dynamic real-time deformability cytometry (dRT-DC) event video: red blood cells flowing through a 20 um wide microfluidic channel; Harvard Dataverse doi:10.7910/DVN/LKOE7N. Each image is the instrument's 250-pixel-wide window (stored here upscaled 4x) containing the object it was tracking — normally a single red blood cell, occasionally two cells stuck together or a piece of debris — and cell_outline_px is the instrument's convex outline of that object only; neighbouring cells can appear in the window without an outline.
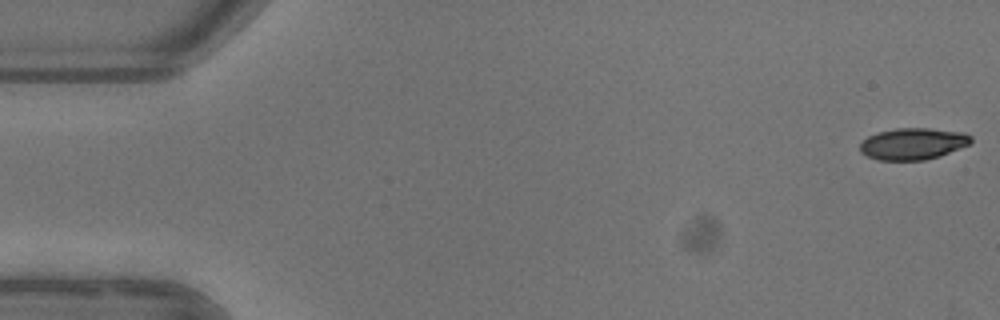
{"species": "common noctule bat (a hibernating species)", "species_latin": "Nyctalus noctula", "temperature_condition": "warm", "stored_images_in_passage": 15, "camera_frame_rate_fps": 3000, "um_per_image_px": 0.085, "animal": {"sex": "female"}, "frame": {"image": 1, "passage_image": 1, "time_ms": 0.0, "image_size_px": [1000, 320], "cell_outline_px": [[972, 140], [968, 144], [960, 148], [940, 156], [924, 160], [880, 160], [868, 156], [860, 152], [860, 144], [868, 136], [880, 132], [896, 128], [928, 128], [964, 132], [972, 136]], "centroid_in_image_um": [77.62, 12.22], "position_along_channel_um": 7.4, "area_um2": 20.35}}
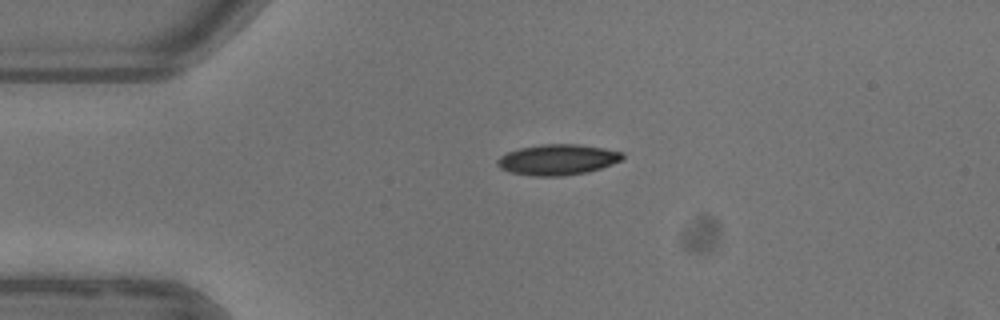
{"frame": {"image": 2, "passage_image": 12, "time_ms": 3.667, "image_size_px": [1000, 320], "cell_outline_px": [[624, 160], [588, 172], [564, 176], [532, 176], [508, 172], [500, 168], [496, 164], [496, 160], [500, 156], [508, 152], [520, 148], [544, 144], [576, 144], [604, 148], [624, 152]], "centroid_in_image_um": [47.4, 13.58], "position_along_channel_um": 37.6, "area_um2": 22.54}}